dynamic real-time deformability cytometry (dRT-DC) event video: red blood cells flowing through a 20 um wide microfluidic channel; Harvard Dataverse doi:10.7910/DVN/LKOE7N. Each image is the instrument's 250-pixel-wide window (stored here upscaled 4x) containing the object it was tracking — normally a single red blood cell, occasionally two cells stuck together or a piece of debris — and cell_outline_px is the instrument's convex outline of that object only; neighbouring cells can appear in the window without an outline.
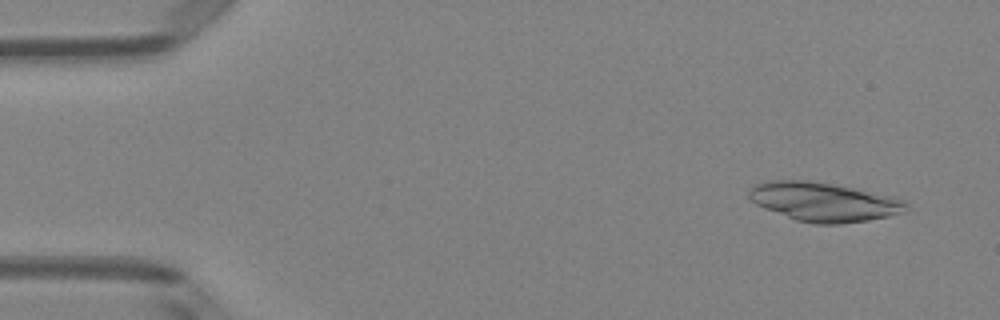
{"species": "Egyptian fruit bat (a non-hibernating species)", "species_latin": "Rousettus aegyptiacus", "temperature_condition": "room temperature", "stored_images_in_passage": 49, "camera_frame_rate_fps": 3000, "um_per_image_px": 0.085, "animal": {"sex": "female"}, "frame": {"image": 1, "passage_image": 3, "time_ms": 0.667, "image_size_px": [1000, 320], "cell_outline_px": [[912, 208], [888, 216], [868, 220], [840, 224], [816, 224], [796, 220], [764, 208], [756, 204], [748, 196], [748, 192], [756, 184], [768, 180], [808, 180], [832, 184], [896, 196], [904, 200]], "centroid_in_image_um": [70.06, 17.15], "position_along_channel_um": 14.9, "area_um2": 35.72}}